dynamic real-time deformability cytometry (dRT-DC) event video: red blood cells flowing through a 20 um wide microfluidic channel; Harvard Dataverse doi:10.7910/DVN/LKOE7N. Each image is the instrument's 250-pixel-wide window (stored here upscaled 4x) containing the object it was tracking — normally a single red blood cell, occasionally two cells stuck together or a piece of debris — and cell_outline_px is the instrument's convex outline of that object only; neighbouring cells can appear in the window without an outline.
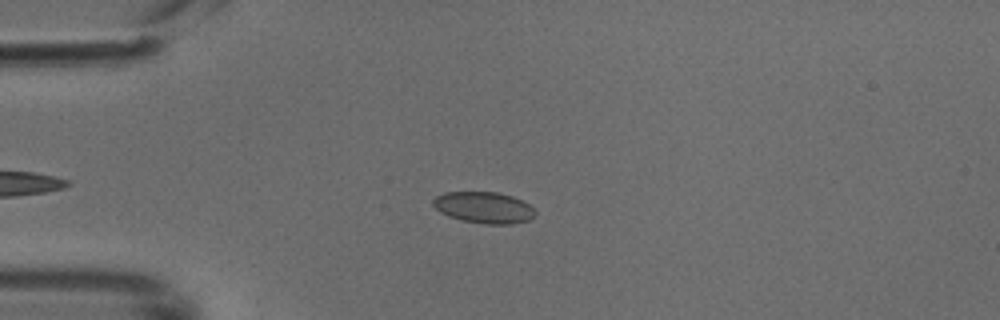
{"species": "common noctule bat (a hibernating species)", "species_latin": "Nyctalus noctula", "temperature_condition": "cold", "stored_images_in_passage": 43, "camera_frame_rate_fps": 3000, "um_per_image_px": 0.085, "animal": {"sex": "male", "body_mass_g": 18.8}, "frame": {"image": 1, "passage_image": 10, "time_ms": 3.0, "image_size_px": [1000, 320], "cell_outline_px": [[536, 216], [528, 220], [512, 224], [484, 224], [460, 220], [448, 216], [440, 212], [432, 204], [432, 200], [436, 196], [444, 192], [496, 192], [512, 196], [528, 204], [536, 212]], "centroid_in_image_um": [41.11, 17.64], "position_along_channel_um": 43.9, "area_um2": 18.73}}
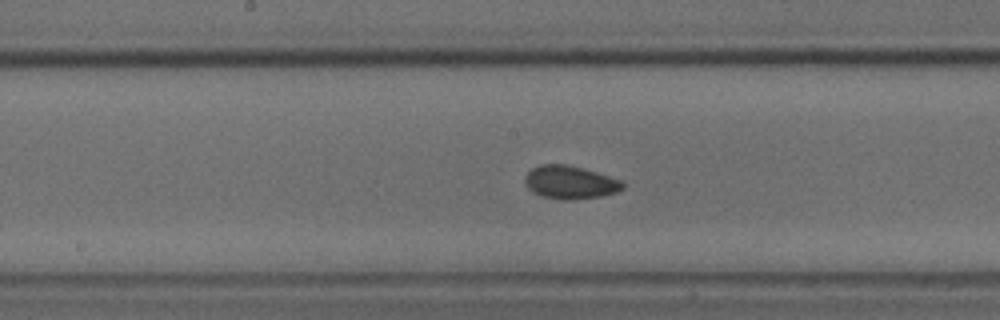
{"frame": {"image": 2, "passage_image": 23, "time_ms": 7.333, "image_size_px": [1000, 320], "cell_outline_px": [[624, 188], [616, 192], [600, 196], [572, 200], [564, 200], [544, 196], [532, 192], [524, 184], [524, 180], [528, 172], [532, 168], [540, 164], [564, 164], [584, 168], [620, 180], [624, 184]], "centroid_in_image_um": [48.43, 15.49], "position_along_channel_um": 199.8, "area_um2": 18.79}}
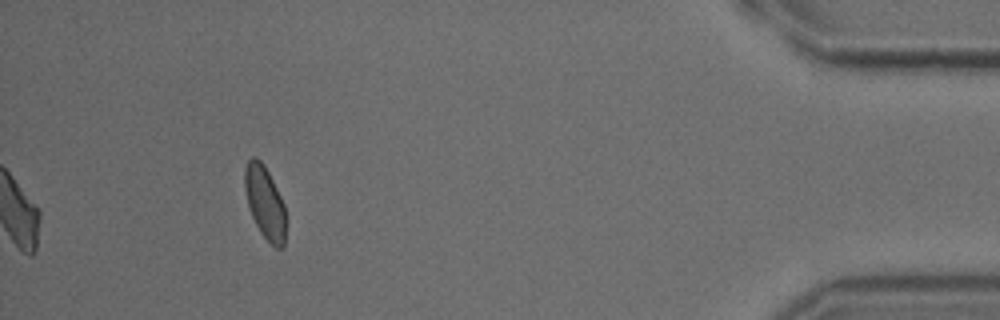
{"frame": {"image": 3, "passage_image": 43, "time_ms": 14.0, "image_size_px": [1000, 320], "cell_outline_px": [[284, 248], [276, 248], [260, 232], [252, 216], [248, 204], [244, 188], [244, 168], [248, 160], [252, 156], [256, 156], [264, 164], [284, 204]], "centroid_in_image_um": [22.48, 17.16], "position_along_channel_um": 412.7, "area_um2": 17.11}}